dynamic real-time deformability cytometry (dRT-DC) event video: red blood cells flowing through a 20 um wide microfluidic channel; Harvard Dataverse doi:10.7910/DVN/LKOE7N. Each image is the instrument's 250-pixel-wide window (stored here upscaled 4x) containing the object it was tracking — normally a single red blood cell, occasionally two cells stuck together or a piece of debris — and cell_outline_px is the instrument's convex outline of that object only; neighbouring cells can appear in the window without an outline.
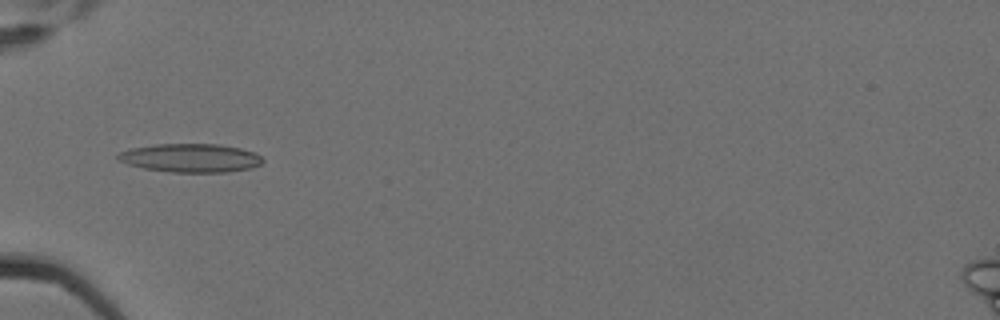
{"species": "Egyptian fruit bat (a non-hibernating species)", "species_latin": "Rousettus aegyptiacus", "temperature_condition": "cold", "stored_images_in_passage": 11, "camera_frame_rate_fps": 3000, "um_per_image_px": 0.085, "animal": {"sex": "female"}, "frame": {"image": 1, "passage_image": 5, "time_ms": 1.333, "image_size_px": [1000, 320], "cell_outline_px": [[264, 160], [260, 164], [252, 168], [224, 172], [172, 172], [144, 168], [128, 164], [120, 160], [116, 156], [120, 152], [132, 148], [156, 144], [220, 144], [240, 148], [256, 152]], "centroid_in_image_um": [16.24, 13.42], "position_along_channel_um": 68.8, "area_um2": 23.99}}
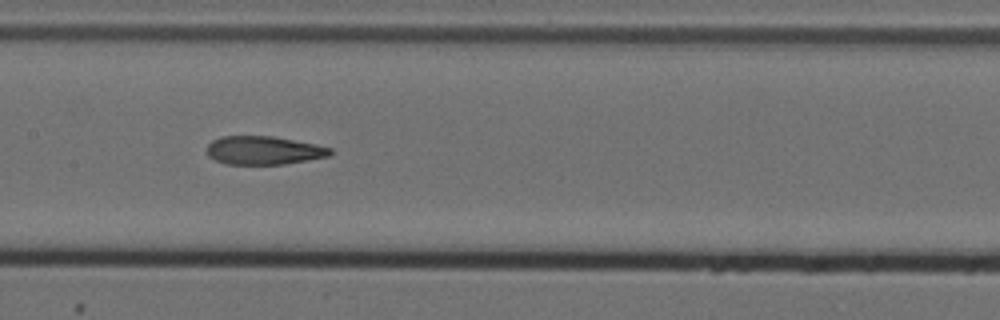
{"frame": {"image": 2, "passage_image": 8, "time_ms": 2.333, "image_size_px": [1000, 320], "cell_outline_px": [[332, 152], [328, 156], [284, 164], [224, 164], [208, 156], [208, 144], [212, 140], [220, 136], [272, 136], [316, 144], [332, 148]], "centroid_in_image_um": [22.4, 12.77], "position_along_channel_um": 185.0, "area_um2": 20.35}}
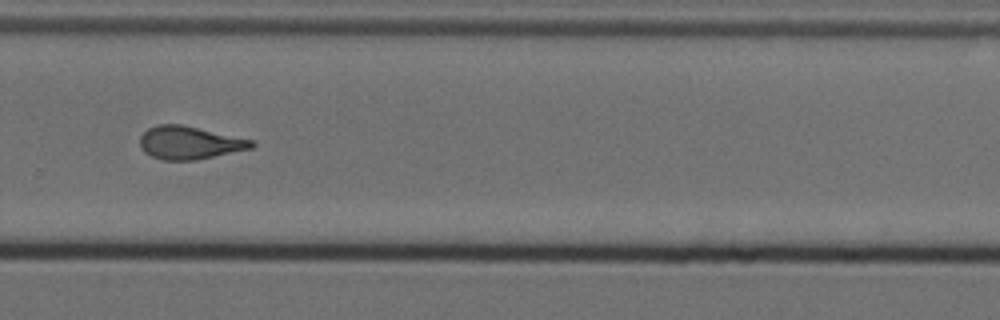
{"frame": {"image": 3, "passage_image": 11, "time_ms": 3.333, "image_size_px": [1000, 320], "cell_outline_px": [[256, 144], [252, 148], [196, 160], [160, 160], [144, 152], [140, 148], [140, 136], [148, 128], [156, 124], [180, 124], [256, 140]], "centroid_in_image_um": [16.11, 12.13], "position_along_channel_um": 313.7, "area_um2": 21.62}}